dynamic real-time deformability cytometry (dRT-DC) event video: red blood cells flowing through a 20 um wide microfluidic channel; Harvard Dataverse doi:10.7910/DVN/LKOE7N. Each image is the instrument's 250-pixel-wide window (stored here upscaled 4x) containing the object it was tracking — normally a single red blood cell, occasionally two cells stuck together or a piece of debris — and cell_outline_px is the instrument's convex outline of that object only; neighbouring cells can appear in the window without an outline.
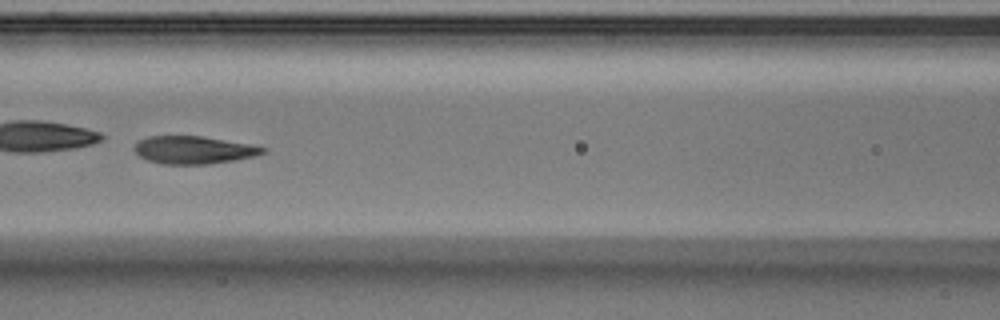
{"species": "Egyptian fruit bat (a non-hibernating species)", "species_latin": "Rousettus aegyptiacus", "temperature_condition": "warm", "stored_images_in_passage": 50, "camera_frame_rate_fps": 3000, "um_per_image_px": 0.085, "animal": {"sex": "male"}, "frame": {"image": 1, "passage_image": 22, "time_ms": 7.0, "image_size_px": [1000, 320], "cell_outline_px": [[268, 148], [264, 152], [252, 156], [232, 160], [208, 164], [160, 164], [148, 160], [140, 156], [132, 148], [140, 140], [148, 136], [200, 136], [248, 144]], "centroid_in_image_um": [16.4, 12.75], "position_along_channel_um": 150.2, "area_um2": 20.4}, "authors_computed_cell_mechanics": {"area_um2": 21.2993, "velocity_mm_per_s": 3.8721, "shape_relaxation_time_tau1_ms": 2.2102, "shape_relaxation_time_tau2_ms": 1.128, "deformation_change_tau1": 0.2779, "deformation_change_tau2": 0.0926}}